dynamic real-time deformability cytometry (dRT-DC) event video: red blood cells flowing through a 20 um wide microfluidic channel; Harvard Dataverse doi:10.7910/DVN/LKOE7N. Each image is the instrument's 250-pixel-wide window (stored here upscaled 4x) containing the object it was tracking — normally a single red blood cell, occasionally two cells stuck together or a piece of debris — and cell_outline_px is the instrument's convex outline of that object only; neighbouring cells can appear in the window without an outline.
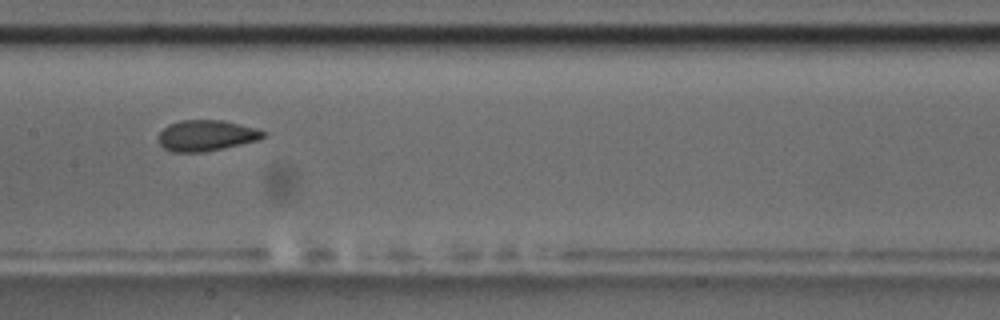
{"species": "common noctule bat (a hibernating species)", "species_latin": "Nyctalus noctula", "temperature_condition": "room temperature", "stored_images_in_passage": 17, "camera_frame_rate_fps": 3000, "um_per_image_px": 0.085, "animal": {"sex": "male", "body_mass_g": 17.5, "forearm_length_mm": 52.3}, "frame": {"image": 1, "passage_image": 10, "time_ms": 11.0, "image_size_px": [1000, 320], "cell_outline_px": [[264, 136], [260, 140], [224, 148], [204, 152], [172, 152], [164, 148], [160, 144], [160, 132], [168, 124], [180, 120], [224, 120], [256, 128], [264, 132]], "centroid_in_image_um": [17.54, 11.52], "position_along_channel_um": 189.9, "area_um2": 18.84}, "authors_computed_cell_mechanics": {"area_um2": 19.1896, "velocity_mm_per_s": 3.6199, "shape_relaxation_time_tau1_ms": null, "shape_relaxation_time_tau2_ms": 3.7771, "deformation_change_tau1": null, "deformation_change_tau2": 0.0713}}